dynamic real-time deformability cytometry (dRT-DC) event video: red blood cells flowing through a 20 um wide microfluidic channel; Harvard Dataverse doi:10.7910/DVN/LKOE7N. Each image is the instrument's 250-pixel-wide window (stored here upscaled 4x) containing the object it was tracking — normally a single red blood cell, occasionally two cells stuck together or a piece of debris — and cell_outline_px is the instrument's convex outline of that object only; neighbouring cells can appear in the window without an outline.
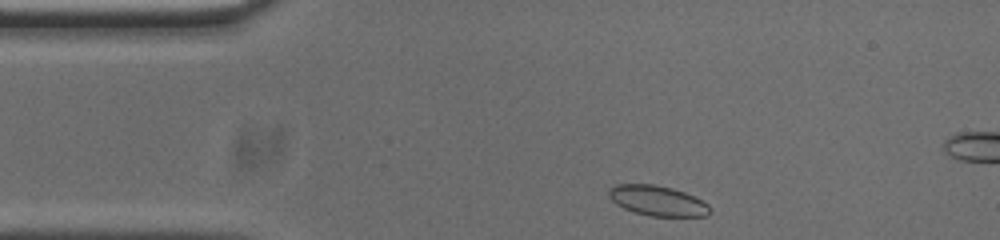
{"species": "common noctule bat (a hibernating species)", "species_latin": "Nyctalus noctula", "temperature_condition": "cold", "stored_images_in_passage": 40, "camera_frame_rate_fps": 3000, "um_per_image_px": 0.085, "animal": {"sex": "male", "body_mass_g": 20.0, "forearm_length_mm": 53.3}, "frame": {"image": 1, "passage_image": 2, "time_ms": 0.333, "image_size_px": [1000, 240], "cell_outline_px": [[712, 212], [708, 216], [648, 216], [624, 208], [616, 204], [608, 196], [608, 188], [616, 184], [652, 184], [672, 188], [684, 192], [708, 204]], "centroid_in_image_um": [55.87, 17.06], "position_along_channel_um": 29.1, "area_um2": 17.74}}
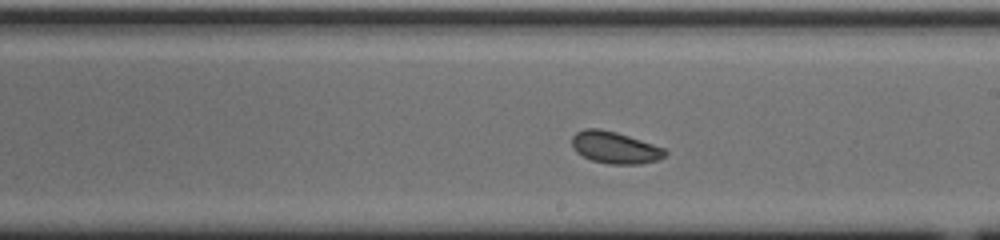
{"frame": {"image": 2, "passage_image": 22, "time_ms": 7.0, "image_size_px": [1000, 240], "cell_outline_px": [[668, 152], [664, 156], [656, 160], [640, 164], [608, 164], [592, 160], [576, 152], [572, 144], [572, 136], [576, 132], [584, 128], [600, 128], [616, 132], [664, 148]], "centroid_in_image_um": [52.24, 12.53], "position_along_channel_um": 236.8, "area_um2": 17.17}}
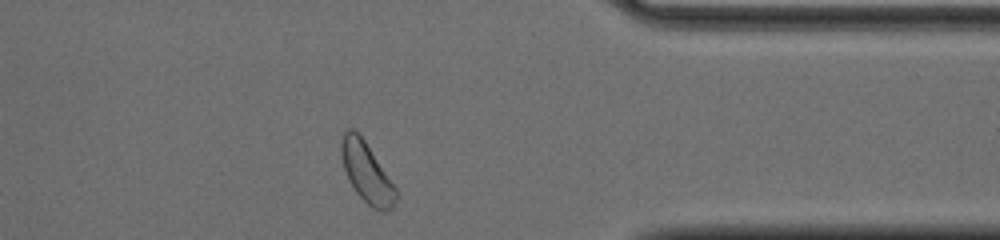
{"frame": {"image": 3, "passage_image": 35, "time_ms": 11.333, "image_size_px": [1000, 240], "cell_outline_px": [[400, 192], [392, 208], [388, 212], [384, 212], [372, 208], [356, 192], [348, 180], [340, 156], [340, 144], [344, 132], [348, 128], [352, 128], [364, 140]], "centroid_in_image_um": [31.19, 14.69], "position_along_channel_um": 380.2, "area_um2": 19.31}, "authors_computed_cell_mechanics": {"area_um2": 17.4845, "velocity_mm_per_s": 3.7146, "shape_relaxation_time_tau1_ms": 6.5542, "shape_relaxation_time_tau2_ms": 11.0742, "deformation_change_tau1": 0.097, "deformation_change_tau2": 0.1026}}